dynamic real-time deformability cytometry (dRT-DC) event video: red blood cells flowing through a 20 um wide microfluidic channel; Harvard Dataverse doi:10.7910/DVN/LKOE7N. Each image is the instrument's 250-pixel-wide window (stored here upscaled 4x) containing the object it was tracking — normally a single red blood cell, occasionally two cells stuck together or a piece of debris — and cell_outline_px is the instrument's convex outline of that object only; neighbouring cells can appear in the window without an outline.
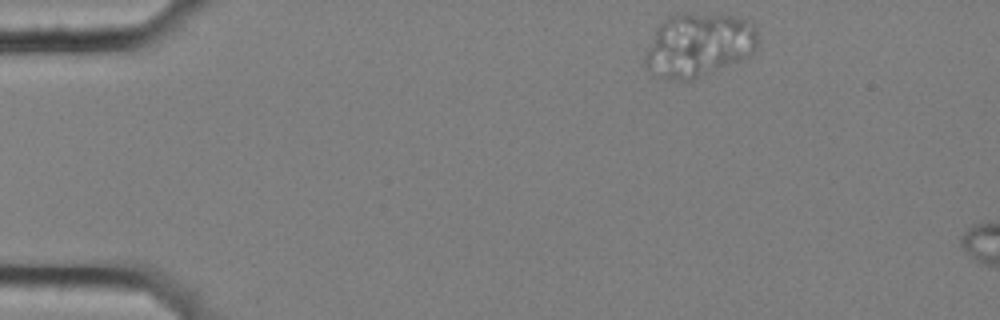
{"species": "common noctule bat (a hibernating species)", "species_latin": "Nyctalus noctula", "temperature_condition": "cold", "stored_images_in_passage": 8, "camera_frame_rate_fps": 3000, "um_per_image_px": 0.085, "animal": {"sex": "female", "body_mass_g": 25.1}, "frame": {"image": 1, "passage_image": 1, "time_ms": 0.0, "image_size_px": [1000, 320], "cell_outline_px": [[756, 48], [744, 60], [692, 80], [664, 80], [648, 68], [644, 64], [644, 56], [656, 28], [668, 16], [676, 12], [688, 12], [732, 16], [752, 20], [756, 28]], "centroid_in_image_um": [59.39, 3.81], "position_along_channel_um": 25.6, "area_um2": 42.48}}